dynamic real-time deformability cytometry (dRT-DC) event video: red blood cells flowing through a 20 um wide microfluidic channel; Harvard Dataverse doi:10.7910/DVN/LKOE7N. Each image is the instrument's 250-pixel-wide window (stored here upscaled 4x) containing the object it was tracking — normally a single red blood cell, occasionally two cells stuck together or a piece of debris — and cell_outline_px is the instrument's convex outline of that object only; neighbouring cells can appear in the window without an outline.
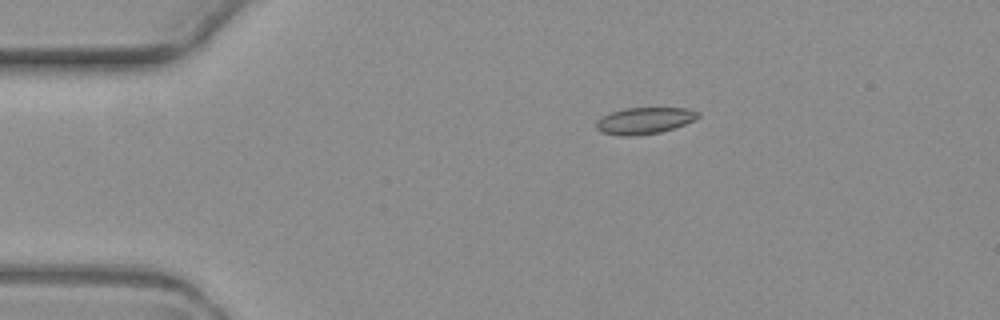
{"species": "common noctule bat (a hibernating species)", "species_latin": "Nyctalus noctula", "temperature_condition": "warm", "stored_images_in_passage": 8, "camera_frame_rate_fps": 3000, "um_per_image_px": 0.085, "animal": {"sex": "female", "body_mass_g": 19.3, "forearm_length_mm": 54.1}, "frame": {"image": 1, "passage_image": 1, "time_ms": 0.0, "image_size_px": [1000, 320], "cell_outline_px": [[700, 116], [684, 124], [660, 132], [636, 136], [620, 136], [600, 132], [596, 128], [596, 120], [608, 112], [624, 108], [688, 108], [700, 112]], "centroid_in_image_um": [54.72, 10.25], "position_along_channel_um": 30.3, "area_um2": 15.9}}
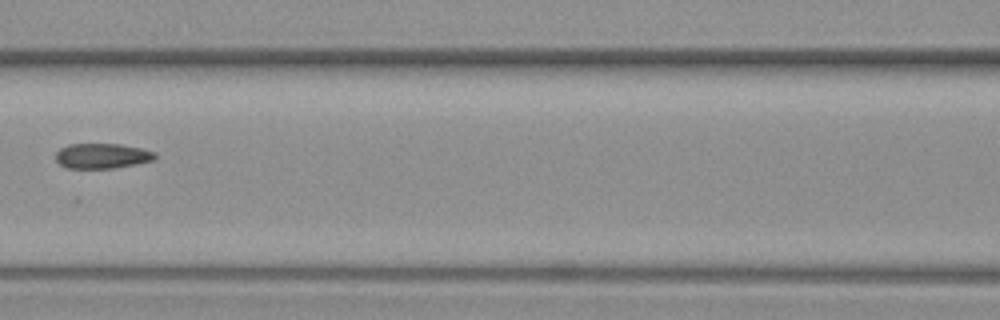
{"frame": {"image": 2, "passage_image": 5, "time_ms": 5.0, "image_size_px": [1000, 320], "cell_outline_px": [[156, 156], [152, 160], [136, 164], [112, 168], [68, 168], [60, 164], [56, 160], [56, 152], [60, 148], [68, 144], [120, 144], [140, 148], [156, 152]], "centroid_in_image_um": [8.66, 13.24], "position_along_channel_um": 157.9, "area_um2": 14.45}}
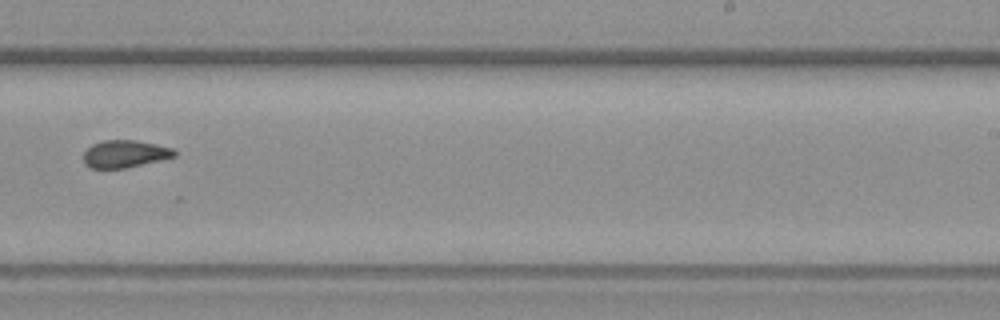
{"frame": {"image": 3, "passage_image": 8, "time_ms": 8.333, "image_size_px": [1000, 320], "cell_outline_px": [[176, 156], [160, 160], [124, 168], [92, 168], [84, 164], [84, 152], [92, 144], [104, 140], [136, 140], [156, 144], [172, 148], [176, 152]], "centroid_in_image_um": [10.61, 13.07], "position_along_channel_um": 278.4, "area_um2": 14.39}}